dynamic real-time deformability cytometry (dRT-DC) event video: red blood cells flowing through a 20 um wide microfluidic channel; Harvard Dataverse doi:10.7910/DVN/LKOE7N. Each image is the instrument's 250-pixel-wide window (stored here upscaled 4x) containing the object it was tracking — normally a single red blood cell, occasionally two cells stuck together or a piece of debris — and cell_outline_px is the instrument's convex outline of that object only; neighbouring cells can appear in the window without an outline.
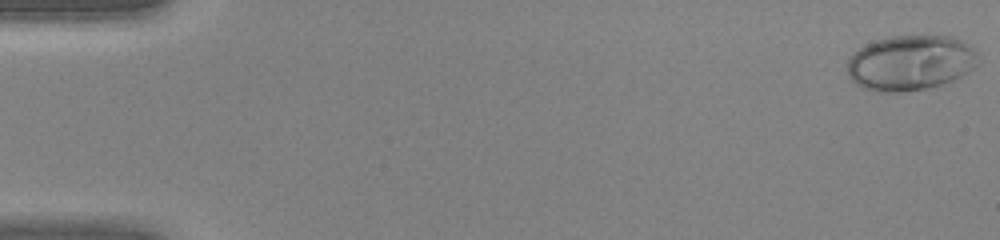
{"species": "human", "species_latin": "Homo sapiens", "temperature_condition": "warm", "stored_images_in_passage": 45, "camera_frame_rate_fps": 3000, "um_per_image_px": 0.085, "donor": {"sex": "female"}, "frame": {"image": 1, "passage_image": 1, "time_ms": 0.0, "image_size_px": [1000, 240], "cell_outline_px": [[980, 64], [960, 76], [952, 80], [928, 88], [900, 92], [876, 92], [864, 88], [856, 84], [848, 76], [848, 56], [860, 48], [876, 40], [892, 36], [952, 36], [968, 44], [976, 52]], "centroid_in_image_um": [77.38, 5.34], "position_along_channel_um": 7.6, "area_um2": 42.08}}
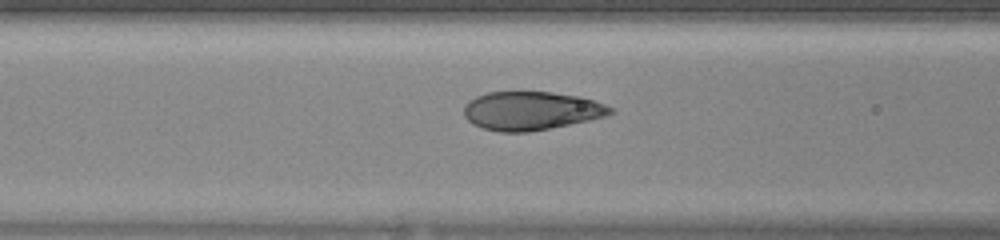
{"frame": {"image": 2, "passage_image": 19, "time_ms": 6.0, "image_size_px": [1000, 240], "cell_outline_px": [[616, 112], [604, 116], [588, 120], [528, 132], [500, 132], [484, 128], [472, 124], [464, 116], [464, 108], [468, 100], [476, 96], [488, 92], [552, 92], [580, 96], [604, 104], [612, 108]], "centroid_in_image_um": [45.12, 9.41], "position_along_channel_um": 121.5, "area_um2": 32.71}}
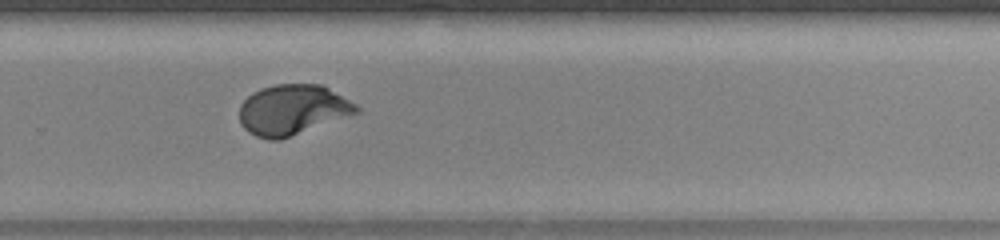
{"frame": {"image": 3, "passage_image": 31, "time_ms": 10.0, "image_size_px": [1000, 240], "cell_outline_px": [[360, 112], [280, 140], [268, 140], [256, 136], [248, 132], [240, 124], [240, 104], [252, 92], [260, 88], [276, 84], [324, 84], [356, 104], [360, 108]], "centroid_in_image_um": [24.86, 9.32], "position_along_channel_um": 304.9, "area_um2": 34.51}}